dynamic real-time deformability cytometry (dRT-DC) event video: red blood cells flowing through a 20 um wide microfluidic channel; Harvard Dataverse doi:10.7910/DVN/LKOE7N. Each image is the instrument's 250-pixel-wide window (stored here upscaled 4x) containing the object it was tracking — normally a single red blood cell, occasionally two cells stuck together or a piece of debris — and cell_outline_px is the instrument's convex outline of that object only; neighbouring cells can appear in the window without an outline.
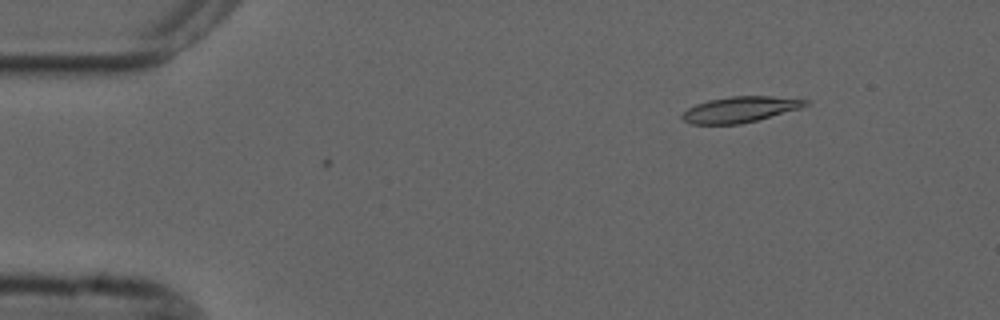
{"species": "common noctule bat (a hibernating species)", "species_latin": "Nyctalus noctula", "temperature_condition": "cold", "stored_images_in_passage": 3, "camera_frame_rate_fps": 3000, "um_per_image_px": 0.085, "animal": {"sex": "male", "forearm_length_mm": 52.5}, "frame": {"image": 1, "passage_image": 3, "time_ms": 0.667, "image_size_px": [1000, 320], "cell_outline_px": [[808, 104], [800, 108], [756, 120], [740, 124], [692, 124], [684, 120], [680, 116], [688, 108], [696, 104], [708, 100], [732, 96], [772, 96], [808, 100]], "centroid_in_image_um": [62.88, 9.3], "position_along_channel_um": 22.1, "area_um2": 18.26}}